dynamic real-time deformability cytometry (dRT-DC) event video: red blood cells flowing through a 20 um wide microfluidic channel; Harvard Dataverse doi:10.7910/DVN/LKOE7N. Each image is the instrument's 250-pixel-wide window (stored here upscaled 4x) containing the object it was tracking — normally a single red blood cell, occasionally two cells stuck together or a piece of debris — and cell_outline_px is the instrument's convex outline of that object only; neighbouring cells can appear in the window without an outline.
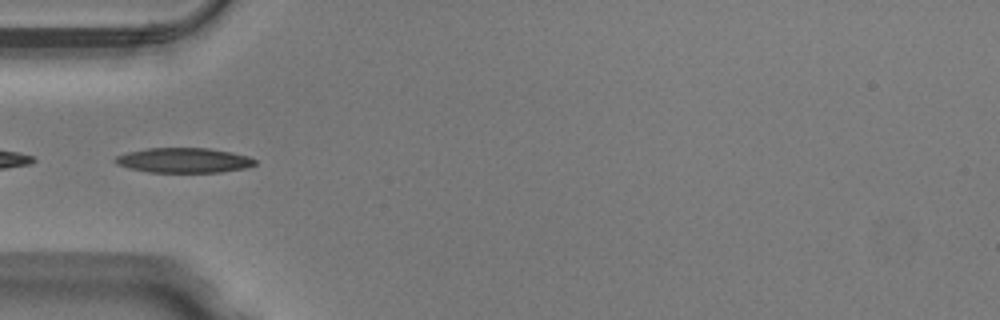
{"species": "Egyptian fruit bat (a non-hibernating species)", "species_latin": "Rousettus aegyptiacus", "temperature_condition": "warm", "stored_images_in_passage": 48, "segment_of_instrument_passage": [2, 2], "camera_frame_rate_fps": 3000, "um_per_image_px": 0.085, "animal": {"sex": "male"}, "frame": {"image": 1, "passage_image": 16, "time_ms": 5.0, "image_size_px": [1000, 320], "cell_outline_px": [[256, 164], [248, 168], [220, 172], [148, 172], [128, 168], [116, 164], [112, 160], [116, 156], [128, 152], [148, 148], [208, 148], [248, 156], [256, 160]], "centroid_in_image_um": [15.6, 13.63], "position_along_channel_um": 69.4, "area_um2": 20.29}}
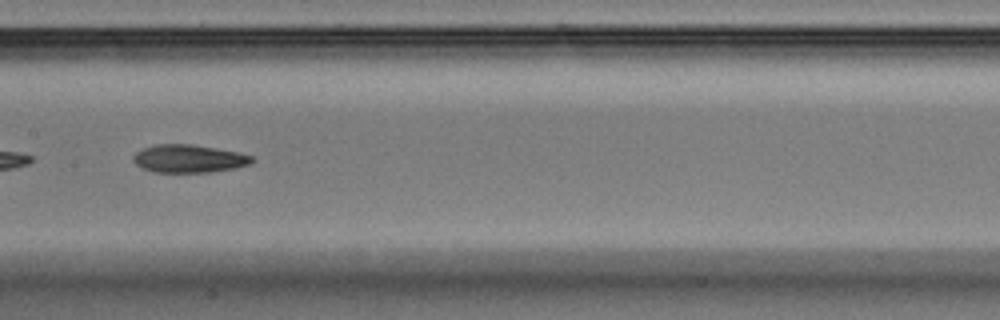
{"frame": {"image": 2, "passage_image": 25, "time_ms": 8.0, "image_size_px": [1000, 320], "cell_outline_px": [[256, 160], [252, 164], [236, 168], [212, 172], [152, 172], [136, 164], [132, 160], [132, 156], [136, 152], [144, 148], [156, 144], [192, 144], [240, 152], [252, 156]], "centroid_in_image_um": [16.1, 13.48], "position_along_channel_um": 191.3, "area_um2": 19.54}}
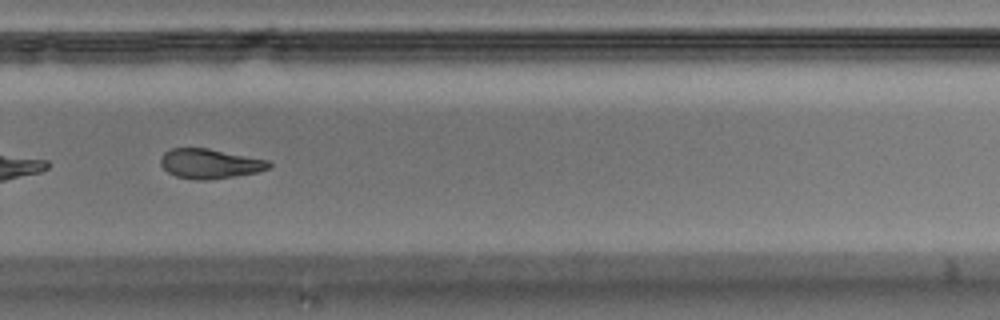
{"frame": {"image": 3, "passage_image": 34, "time_ms": 11.0, "image_size_px": [1000, 320], "cell_outline_px": [[272, 164], [268, 168], [256, 172], [208, 180], [196, 180], [176, 176], [168, 172], [160, 164], [160, 156], [164, 152], [172, 148], [208, 148], [268, 160]], "centroid_in_image_um": [17.79, 13.9], "position_along_channel_um": 312.0, "area_um2": 18.61}}